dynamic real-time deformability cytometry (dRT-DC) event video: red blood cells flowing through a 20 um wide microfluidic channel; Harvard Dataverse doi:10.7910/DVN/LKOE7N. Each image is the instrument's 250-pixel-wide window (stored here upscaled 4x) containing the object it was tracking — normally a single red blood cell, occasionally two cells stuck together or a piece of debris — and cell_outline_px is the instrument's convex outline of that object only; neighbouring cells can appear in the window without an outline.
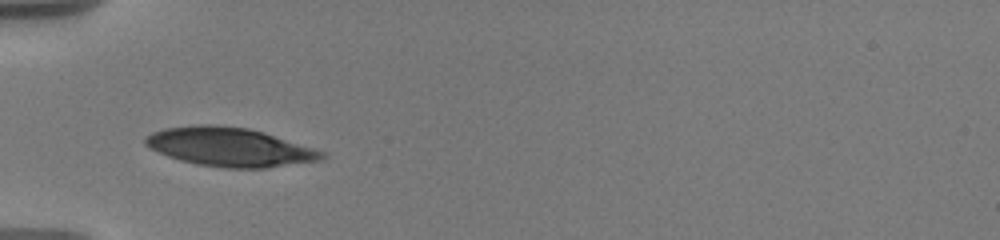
{"species": "human", "species_latin": "Homo sapiens", "temperature_condition": "warm", "stored_images_in_passage": 2, "camera_frame_rate_fps": 3000, "um_per_image_px": 0.085, "donor": {"sex": "male"}, "frame": {"image": 1, "passage_image": 1, "time_ms": 0.0, "image_size_px": [1000, 240], "cell_outline_px": [[328, 156], [320, 160], [264, 168], [224, 168], [196, 164], [180, 160], [168, 156], [144, 144], [144, 136], [152, 132], [164, 128], [196, 124], [216, 124], [248, 128], [264, 132], [324, 152]], "centroid_in_image_um": [19.48, 12.49], "position_along_channel_um": 65.5, "area_um2": 39.82}}